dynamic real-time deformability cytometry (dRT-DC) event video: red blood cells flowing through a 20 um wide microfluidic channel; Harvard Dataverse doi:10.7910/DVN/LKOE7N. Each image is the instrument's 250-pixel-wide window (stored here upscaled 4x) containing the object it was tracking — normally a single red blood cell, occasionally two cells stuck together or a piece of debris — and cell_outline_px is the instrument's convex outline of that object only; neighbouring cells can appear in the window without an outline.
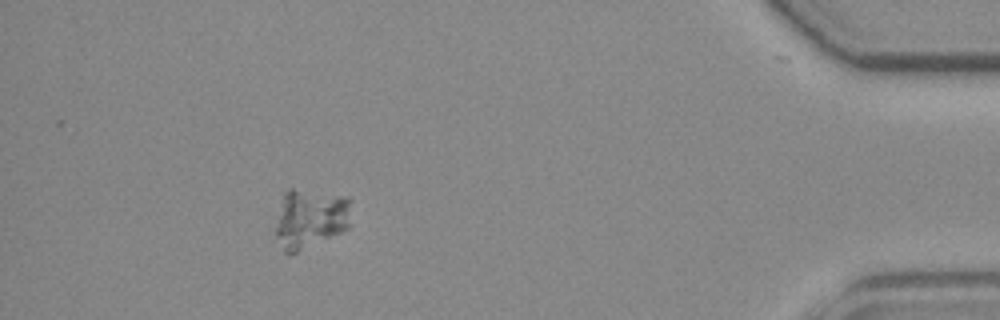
{"species": "common noctule bat (a hibernating species)", "species_latin": "Nyctalus noctula", "temperature_condition": "room temperature", "stored_images_in_passage": 43, "camera_frame_rate_fps": 3000, "um_per_image_px": 0.085, "animal": {"sex": "female", "body_mass_g": 19.3, "forearm_length_mm": 54.1}, "frame": {"image": 1, "passage_image": 37, "time_ms": 12.0, "image_size_px": [1000, 320], "cell_outline_px": [[352, 200], [348, 228], [340, 232], [288, 256], [284, 252], [276, 236], [276, 228], [284, 192], [288, 188], [292, 188], [348, 196]], "centroid_in_image_um": [26.39, 18.55], "position_along_channel_um": 408.8, "area_um2": 26.13}}